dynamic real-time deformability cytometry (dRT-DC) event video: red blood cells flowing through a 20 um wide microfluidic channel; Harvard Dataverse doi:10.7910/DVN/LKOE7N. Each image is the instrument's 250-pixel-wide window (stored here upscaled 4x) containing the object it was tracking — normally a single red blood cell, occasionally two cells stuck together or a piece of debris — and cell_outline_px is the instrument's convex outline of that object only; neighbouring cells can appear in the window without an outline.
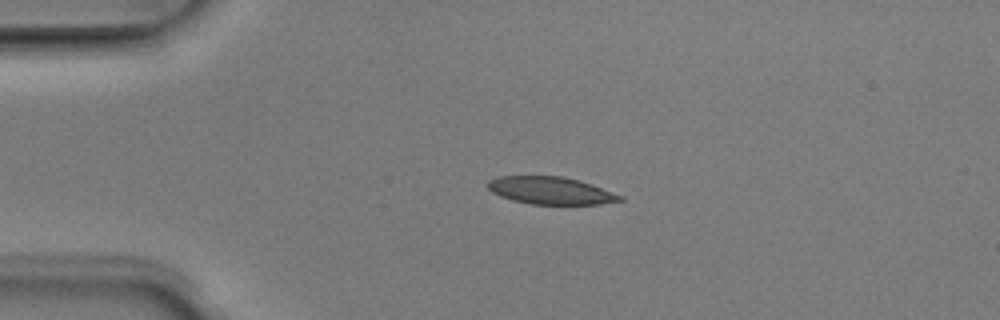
{"species": "Egyptian fruit bat (a non-hibernating species)", "species_latin": "Rousettus aegyptiacus", "temperature_condition": "room temperature", "stored_images_in_passage": 3, "camera_frame_rate_fps": 3000, "um_per_image_px": 0.085, "animal": {"sex": "male"}, "frame": {"image": 1, "passage_image": 2, "time_ms": 0.333, "image_size_px": [1000, 320], "cell_outline_px": [[624, 200], [600, 204], [532, 204], [512, 200], [500, 196], [492, 192], [488, 188], [488, 180], [500, 176], [560, 176], [580, 180], [592, 184], [624, 196]], "centroid_in_image_um": [46.83, 16.19], "position_along_channel_um": 38.2, "area_um2": 21.15}}